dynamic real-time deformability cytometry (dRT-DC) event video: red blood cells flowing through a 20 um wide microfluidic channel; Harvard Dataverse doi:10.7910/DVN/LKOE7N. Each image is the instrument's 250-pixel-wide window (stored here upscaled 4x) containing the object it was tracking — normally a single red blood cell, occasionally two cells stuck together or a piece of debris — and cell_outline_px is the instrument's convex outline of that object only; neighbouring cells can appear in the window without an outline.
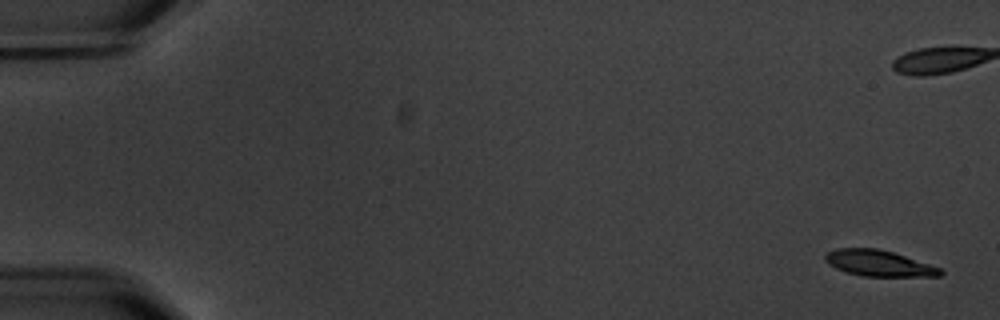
{"species": "common noctule bat (a hibernating species)", "species_latin": "Nyctalus noctula", "temperature_condition": "warm", "stored_images_in_passage": 16, "camera_frame_rate_fps": 3000, "um_per_image_px": 0.085, "animal": {"sex": "male", "body_mass_g": 20.1, "forearm_length_mm": 53.5}, "frame": {"image": 1, "passage_image": 1, "time_ms": 0.0, "image_size_px": [1000, 320], "cell_outline_px": [[944, 272], [940, 276], [864, 276], [848, 272], [836, 268], [828, 264], [824, 260], [824, 256], [828, 252], [836, 248], [876, 248], [892, 252], [940, 268]], "centroid_in_image_um": [74.66, 22.37], "position_along_channel_um": 10.3, "area_um2": 17.17}}
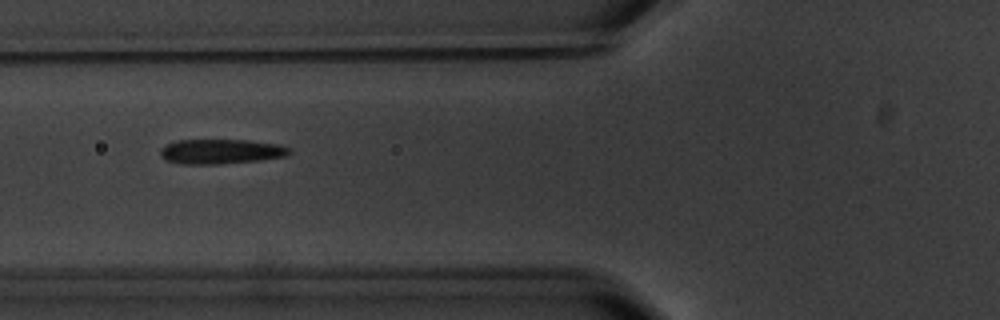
{"frame": {"image": 2, "passage_image": 7, "time_ms": 8.0, "image_size_px": [1000, 320], "cell_outline_px": [[292, 152], [288, 156], [260, 160], [220, 164], [180, 164], [168, 160], [160, 156], [160, 148], [164, 144], [176, 140], [248, 140], [280, 144], [292, 148]], "centroid_in_image_um": [18.81, 12.87], "position_along_channel_um": 107.0, "area_um2": 18.96}}
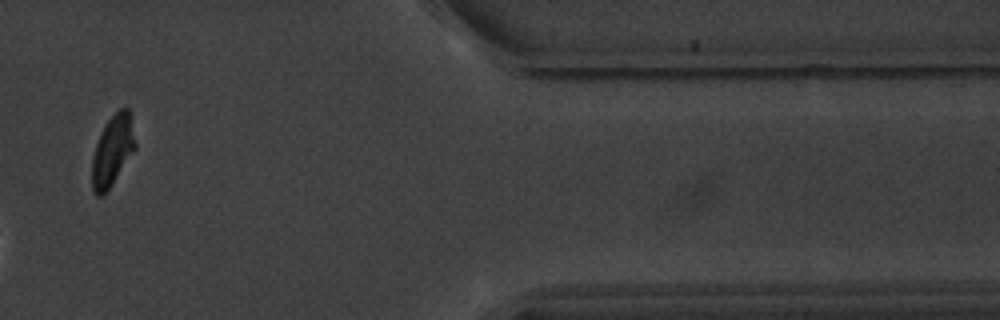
{"frame": {"image": 3, "passage_image": 14, "time_ms": 17.333, "image_size_px": [1000, 320], "cell_outline_px": [[136, 148], [104, 196], [96, 196], [92, 188], [92, 156], [100, 132], [104, 124], [120, 108], [128, 108], [136, 144]], "centroid_in_image_um": [9.54, 12.83], "position_along_channel_um": 401.9, "area_um2": 17.69}, "authors_computed_cell_mechanics": {"area_um2": 18.6116, "velocity_mm_per_s": 3.5134, "shape_relaxation_time_tau1_ms": 10.3405, "shape_relaxation_time_tau2_ms": 2.0707, "deformation_change_tau1": 0.2648, "deformation_change_tau2": 0.0857}}